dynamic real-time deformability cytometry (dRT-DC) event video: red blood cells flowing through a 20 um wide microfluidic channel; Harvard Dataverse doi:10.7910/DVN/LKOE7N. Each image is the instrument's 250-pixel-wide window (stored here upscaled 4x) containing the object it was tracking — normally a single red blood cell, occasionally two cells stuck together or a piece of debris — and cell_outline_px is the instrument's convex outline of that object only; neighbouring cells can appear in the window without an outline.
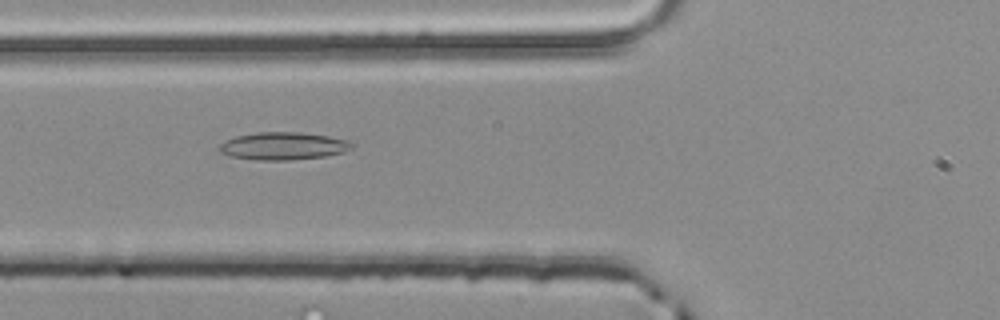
{"species": "common noctule bat (a hibernating species)", "species_latin": "Nyctalus noctula", "temperature_condition": "room temperature", "stored_images_in_passage": 4, "camera_frame_rate_fps": 3000, "um_per_image_px": 0.085, "animal": {"sex": "male", "body_mass_g": 20.4}, "frame": {"image": 1, "passage_image": 4, "time_ms": 1.0, "image_size_px": [1000, 320], "cell_outline_px": [[356, 144], [352, 148], [344, 152], [324, 156], [288, 160], [256, 160], [232, 156], [220, 152], [216, 148], [220, 144], [236, 136], [260, 132], [300, 132], [328, 136], [348, 140]], "centroid_in_image_um": [24.1, 12.41], "position_along_channel_um": 101.7, "area_um2": 21.27}}